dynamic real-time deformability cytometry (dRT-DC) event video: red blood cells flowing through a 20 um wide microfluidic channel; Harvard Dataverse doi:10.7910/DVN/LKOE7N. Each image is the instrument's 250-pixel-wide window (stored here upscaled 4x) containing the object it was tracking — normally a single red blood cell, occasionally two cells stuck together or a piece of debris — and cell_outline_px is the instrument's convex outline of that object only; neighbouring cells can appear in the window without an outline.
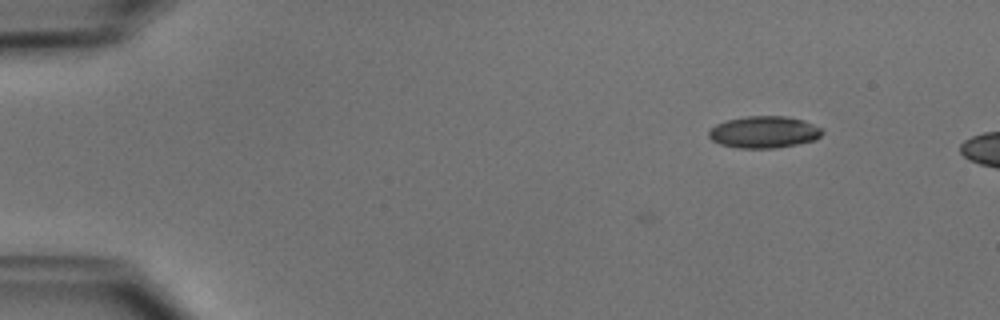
{"species": "common noctule bat (a hibernating species)", "species_latin": "Nyctalus noctula", "temperature_condition": "cold", "stored_images_in_passage": 5, "camera_frame_rate_fps": 3000, "um_per_image_px": 0.085, "animal": {"sex": "male", "body_mass_g": 15.6}, "frame": {"image": 1, "passage_image": 1, "time_ms": 0.0, "image_size_px": [1000, 320], "cell_outline_px": [[824, 132], [816, 140], [776, 148], [740, 148], [720, 144], [712, 140], [708, 136], [708, 132], [716, 124], [728, 120], [748, 116], [784, 116], [804, 120], [820, 128]], "centroid_in_image_um": [64.95, 11.23], "position_along_channel_um": 20.1, "area_um2": 20.92}}